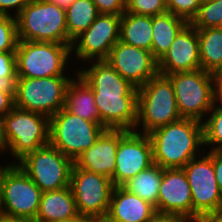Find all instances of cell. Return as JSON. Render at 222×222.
Here are the masks:
<instances>
[{"label":"cell","mask_w":222,"mask_h":222,"mask_svg":"<svg viewBox=\"0 0 222 222\" xmlns=\"http://www.w3.org/2000/svg\"><path fill=\"white\" fill-rule=\"evenodd\" d=\"M150 222H194V221L181 214L155 211L151 215Z\"/></svg>","instance_id":"obj_37"},{"label":"cell","mask_w":222,"mask_h":222,"mask_svg":"<svg viewBox=\"0 0 222 222\" xmlns=\"http://www.w3.org/2000/svg\"><path fill=\"white\" fill-rule=\"evenodd\" d=\"M216 28L219 29V30H222V20L219 22V24Z\"/></svg>","instance_id":"obj_46"},{"label":"cell","mask_w":222,"mask_h":222,"mask_svg":"<svg viewBox=\"0 0 222 222\" xmlns=\"http://www.w3.org/2000/svg\"><path fill=\"white\" fill-rule=\"evenodd\" d=\"M202 0H166L168 12L191 23L199 11Z\"/></svg>","instance_id":"obj_32"},{"label":"cell","mask_w":222,"mask_h":222,"mask_svg":"<svg viewBox=\"0 0 222 222\" xmlns=\"http://www.w3.org/2000/svg\"><path fill=\"white\" fill-rule=\"evenodd\" d=\"M66 89L64 108L91 122L100 124V114L94 100V92L87 82L76 72Z\"/></svg>","instance_id":"obj_22"},{"label":"cell","mask_w":222,"mask_h":222,"mask_svg":"<svg viewBox=\"0 0 222 222\" xmlns=\"http://www.w3.org/2000/svg\"><path fill=\"white\" fill-rule=\"evenodd\" d=\"M147 135L152 144L153 163L164 169L183 168L205 146L203 125L194 119L181 118Z\"/></svg>","instance_id":"obj_2"},{"label":"cell","mask_w":222,"mask_h":222,"mask_svg":"<svg viewBox=\"0 0 222 222\" xmlns=\"http://www.w3.org/2000/svg\"><path fill=\"white\" fill-rule=\"evenodd\" d=\"M201 69L217 74L222 69V30L197 29Z\"/></svg>","instance_id":"obj_25"},{"label":"cell","mask_w":222,"mask_h":222,"mask_svg":"<svg viewBox=\"0 0 222 222\" xmlns=\"http://www.w3.org/2000/svg\"><path fill=\"white\" fill-rule=\"evenodd\" d=\"M69 186L78 214L102 222L107 215L111 194L115 187L112 180L103 175L80 169L73 164Z\"/></svg>","instance_id":"obj_13"},{"label":"cell","mask_w":222,"mask_h":222,"mask_svg":"<svg viewBox=\"0 0 222 222\" xmlns=\"http://www.w3.org/2000/svg\"><path fill=\"white\" fill-rule=\"evenodd\" d=\"M98 15L97 7L91 0H75L66 9L68 38L73 42L90 27Z\"/></svg>","instance_id":"obj_27"},{"label":"cell","mask_w":222,"mask_h":222,"mask_svg":"<svg viewBox=\"0 0 222 222\" xmlns=\"http://www.w3.org/2000/svg\"><path fill=\"white\" fill-rule=\"evenodd\" d=\"M222 20V0H202L191 24L196 29L217 27Z\"/></svg>","instance_id":"obj_29"},{"label":"cell","mask_w":222,"mask_h":222,"mask_svg":"<svg viewBox=\"0 0 222 222\" xmlns=\"http://www.w3.org/2000/svg\"><path fill=\"white\" fill-rule=\"evenodd\" d=\"M99 14L122 15L126 11V0H91Z\"/></svg>","instance_id":"obj_34"},{"label":"cell","mask_w":222,"mask_h":222,"mask_svg":"<svg viewBox=\"0 0 222 222\" xmlns=\"http://www.w3.org/2000/svg\"><path fill=\"white\" fill-rule=\"evenodd\" d=\"M78 214L70 186L42 192L39 210L34 222H60Z\"/></svg>","instance_id":"obj_21"},{"label":"cell","mask_w":222,"mask_h":222,"mask_svg":"<svg viewBox=\"0 0 222 222\" xmlns=\"http://www.w3.org/2000/svg\"><path fill=\"white\" fill-rule=\"evenodd\" d=\"M163 170L164 168L161 166L153 164L135 177L127 180L121 187L127 192L138 195L142 200L149 202L157 211L159 186L163 176Z\"/></svg>","instance_id":"obj_26"},{"label":"cell","mask_w":222,"mask_h":222,"mask_svg":"<svg viewBox=\"0 0 222 222\" xmlns=\"http://www.w3.org/2000/svg\"><path fill=\"white\" fill-rule=\"evenodd\" d=\"M3 118L9 153L18 161L49 144V117L14 106Z\"/></svg>","instance_id":"obj_10"},{"label":"cell","mask_w":222,"mask_h":222,"mask_svg":"<svg viewBox=\"0 0 222 222\" xmlns=\"http://www.w3.org/2000/svg\"><path fill=\"white\" fill-rule=\"evenodd\" d=\"M60 222H99L96 219L88 216H83L81 214L77 215L76 217L69 219V220H63Z\"/></svg>","instance_id":"obj_42"},{"label":"cell","mask_w":222,"mask_h":222,"mask_svg":"<svg viewBox=\"0 0 222 222\" xmlns=\"http://www.w3.org/2000/svg\"><path fill=\"white\" fill-rule=\"evenodd\" d=\"M17 43L16 18L0 14V52L16 51Z\"/></svg>","instance_id":"obj_30"},{"label":"cell","mask_w":222,"mask_h":222,"mask_svg":"<svg viewBox=\"0 0 222 222\" xmlns=\"http://www.w3.org/2000/svg\"><path fill=\"white\" fill-rule=\"evenodd\" d=\"M216 75H222V69Z\"/></svg>","instance_id":"obj_47"},{"label":"cell","mask_w":222,"mask_h":222,"mask_svg":"<svg viewBox=\"0 0 222 222\" xmlns=\"http://www.w3.org/2000/svg\"><path fill=\"white\" fill-rule=\"evenodd\" d=\"M120 23L121 15L99 14L90 27L73 40L71 52L76 55L73 57L90 64L94 60H105L120 39Z\"/></svg>","instance_id":"obj_14"},{"label":"cell","mask_w":222,"mask_h":222,"mask_svg":"<svg viewBox=\"0 0 222 222\" xmlns=\"http://www.w3.org/2000/svg\"><path fill=\"white\" fill-rule=\"evenodd\" d=\"M200 222H222V210L205 215Z\"/></svg>","instance_id":"obj_41"},{"label":"cell","mask_w":222,"mask_h":222,"mask_svg":"<svg viewBox=\"0 0 222 222\" xmlns=\"http://www.w3.org/2000/svg\"><path fill=\"white\" fill-rule=\"evenodd\" d=\"M155 207L138 195L115 186L111 194L109 209L102 222H150Z\"/></svg>","instance_id":"obj_20"},{"label":"cell","mask_w":222,"mask_h":222,"mask_svg":"<svg viewBox=\"0 0 222 222\" xmlns=\"http://www.w3.org/2000/svg\"><path fill=\"white\" fill-rule=\"evenodd\" d=\"M31 0H0V14L17 17L21 10L30 2ZM15 10V14H10L9 10Z\"/></svg>","instance_id":"obj_36"},{"label":"cell","mask_w":222,"mask_h":222,"mask_svg":"<svg viewBox=\"0 0 222 222\" xmlns=\"http://www.w3.org/2000/svg\"><path fill=\"white\" fill-rule=\"evenodd\" d=\"M157 211L192 219V195L183 168H165L159 186Z\"/></svg>","instance_id":"obj_18"},{"label":"cell","mask_w":222,"mask_h":222,"mask_svg":"<svg viewBox=\"0 0 222 222\" xmlns=\"http://www.w3.org/2000/svg\"><path fill=\"white\" fill-rule=\"evenodd\" d=\"M41 195V189L14 163L4 173L2 190L4 218L34 222Z\"/></svg>","instance_id":"obj_12"},{"label":"cell","mask_w":222,"mask_h":222,"mask_svg":"<svg viewBox=\"0 0 222 222\" xmlns=\"http://www.w3.org/2000/svg\"><path fill=\"white\" fill-rule=\"evenodd\" d=\"M208 114L202 122L205 146L212 145L211 151H222V103L215 102Z\"/></svg>","instance_id":"obj_28"},{"label":"cell","mask_w":222,"mask_h":222,"mask_svg":"<svg viewBox=\"0 0 222 222\" xmlns=\"http://www.w3.org/2000/svg\"><path fill=\"white\" fill-rule=\"evenodd\" d=\"M119 130L106 129L96 142L73 162L80 169L112 178L116 168Z\"/></svg>","instance_id":"obj_19"},{"label":"cell","mask_w":222,"mask_h":222,"mask_svg":"<svg viewBox=\"0 0 222 222\" xmlns=\"http://www.w3.org/2000/svg\"><path fill=\"white\" fill-rule=\"evenodd\" d=\"M16 163L42 192L70 185L73 161L50 144L26 154Z\"/></svg>","instance_id":"obj_9"},{"label":"cell","mask_w":222,"mask_h":222,"mask_svg":"<svg viewBox=\"0 0 222 222\" xmlns=\"http://www.w3.org/2000/svg\"><path fill=\"white\" fill-rule=\"evenodd\" d=\"M216 76V90H217V101L222 103V75Z\"/></svg>","instance_id":"obj_43"},{"label":"cell","mask_w":222,"mask_h":222,"mask_svg":"<svg viewBox=\"0 0 222 222\" xmlns=\"http://www.w3.org/2000/svg\"><path fill=\"white\" fill-rule=\"evenodd\" d=\"M201 68L197 29L187 23L176 35L172 45L158 61V72L168 75Z\"/></svg>","instance_id":"obj_17"},{"label":"cell","mask_w":222,"mask_h":222,"mask_svg":"<svg viewBox=\"0 0 222 222\" xmlns=\"http://www.w3.org/2000/svg\"><path fill=\"white\" fill-rule=\"evenodd\" d=\"M77 73L94 92L102 126L111 130L135 129L138 88L125 80L106 60H95L87 69H77Z\"/></svg>","instance_id":"obj_1"},{"label":"cell","mask_w":222,"mask_h":222,"mask_svg":"<svg viewBox=\"0 0 222 222\" xmlns=\"http://www.w3.org/2000/svg\"><path fill=\"white\" fill-rule=\"evenodd\" d=\"M208 153V154H207ZM191 159L183 170L192 195V220L200 222L207 214L222 210V193L213 168V151Z\"/></svg>","instance_id":"obj_11"},{"label":"cell","mask_w":222,"mask_h":222,"mask_svg":"<svg viewBox=\"0 0 222 222\" xmlns=\"http://www.w3.org/2000/svg\"><path fill=\"white\" fill-rule=\"evenodd\" d=\"M47 1L66 10L75 0H47Z\"/></svg>","instance_id":"obj_44"},{"label":"cell","mask_w":222,"mask_h":222,"mask_svg":"<svg viewBox=\"0 0 222 222\" xmlns=\"http://www.w3.org/2000/svg\"><path fill=\"white\" fill-rule=\"evenodd\" d=\"M134 87L145 85L158 72V61L151 51L118 41L105 59Z\"/></svg>","instance_id":"obj_16"},{"label":"cell","mask_w":222,"mask_h":222,"mask_svg":"<svg viewBox=\"0 0 222 222\" xmlns=\"http://www.w3.org/2000/svg\"><path fill=\"white\" fill-rule=\"evenodd\" d=\"M12 162L10 161L9 165L5 166L0 165V219L4 218V207H3V198H2V190H3V179L4 173L12 166Z\"/></svg>","instance_id":"obj_40"},{"label":"cell","mask_w":222,"mask_h":222,"mask_svg":"<svg viewBox=\"0 0 222 222\" xmlns=\"http://www.w3.org/2000/svg\"><path fill=\"white\" fill-rule=\"evenodd\" d=\"M18 40L67 44L66 10L47 0H31L16 17Z\"/></svg>","instance_id":"obj_4"},{"label":"cell","mask_w":222,"mask_h":222,"mask_svg":"<svg viewBox=\"0 0 222 222\" xmlns=\"http://www.w3.org/2000/svg\"><path fill=\"white\" fill-rule=\"evenodd\" d=\"M180 119L175 91L166 75L158 73L138 88L137 122L134 131L148 134Z\"/></svg>","instance_id":"obj_3"},{"label":"cell","mask_w":222,"mask_h":222,"mask_svg":"<svg viewBox=\"0 0 222 222\" xmlns=\"http://www.w3.org/2000/svg\"><path fill=\"white\" fill-rule=\"evenodd\" d=\"M72 77H17L14 85V106L51 117L64 108L65 94Z\"/></svg>","instance_id":"obj_8"},{"label":"cell","mask_w":222,"mask_h":222,"mask_svg":"<svg viewBox=\"0 0 222 222\" xmlns=\"http://www.w3.org/2000/svg\"><path fill=\"white\" fill-rule=\"evenodd\" d=\"M115 164L116 168L111 178L114 186H121L153 165L152 144L149 136L134 130H119Z\"/></svg>","instance_id":"obj_15"},{"label":"cell","mask_w":222,"mask_h":222,"mask_svg":"<svg viewBox=\"0 0 222 222\" xmlns=\"http://www.w3.org/2000/svg\"><path fill=\"white\" fill-rule=\"evenodd\" d=\"M0 222H28V221H22V220H10V219H0Z\"/></svg>","instance_id":"obj_45"},{"label":"cell","mask_w":222,"mask_h":222,"mask_svg":"<svg viewBox=\"0 0 222 222\" xmlns=\"http://www.w3.org/2000/svg\"><path fill=\"white\" fill-rule=\"evenodd\" d=\"M105 130L101 124L62 108L49 118V144L74 162Z\"/></svg>","instance_id":"obj_7"},{"label":"cell","mask_w":222,"mask_h":222,"mask_svg":"<svg viewBox=\"0 0 222 222\" xmlns=\"http://www.w3.org/2000/svg\"><path fill=\"white\" fill-rule=\"evenodd\" d=\"M17 80L15 51L0 52V84L14 88Z\"/></svg>","instance_id":"obj_33"},{"label":"cell","mask_w":222,"mask_h":222,"mask_svg":"<svg viewBox=\"0 0 222 222\" xmlns=\"http://www.w3.org/2000/svg\"><path fill=\"white\" fill-rule=\"evenodd\" d=\"M186 24L184 19L168 11L152 16L151 53L157 61L168 51L176 35Z\"/></svg>","instance_id":"obj_23"},{"label":"cell","mask_w":222,"mask_h":222,"mask_svg":"<svg viewBox=\"0 0 222 222\" xmlns=\"http://www.w3.org/2000/svg\"><path fill=\"white\" fill-rule=\"evenodd\" d=\"M152 16L124 12L121 15L119 41L151 51Z\"/></svg>","instance_id":"obj_24"},{"label":"cell","mask_w":222,"mask_h":222,"mask_svg":"<svg viewBox=\"0 0 222 222\" xmlns=\"http://www.w3.org/2000/svg\"><path fill=\"white\" fill-rule=\"evenodd\" d=\"M166 76L173 85L181 118L194 119L202 123L217 102L215 74L200 68Z\"/></svg>","instance_id":"obj_5"},{"label":"cell","mask_w":222,"mask_h":222,"mask_svg":"<svg viewBox=\"0 0 222 222\" xmlns=\"http://www.w3.org/2000/svg\"><path fill=\"white\" fill-rule=\"evenodd\" d=\"M8 150H10V144L6 135L4 118L0 116V154Z\"/></svg>","instance_id":"obj_39"},{"label":"cell","mask_w":222,"mask_h":222,"mask_svg":"<svg viewBox=\"0 0 222 222\" xmlns=\"http://www.w3.org/2000/svg\"><path fill=\"white\" fill-rule=\"evenodd\" d=\"M213 168L218 187L222 193V151H213Z\"/></svg>","instance_id":"obj_38"},{"label":"cell","mask_w":222,"mask_h":222,"mask_svg":"<svg viewBox=\"0 0 222 222\" xmlns=\"http://www.w3.org/2000/svg\"><path fill=\"white\" fill-rule=\"evenodd\" d=\"M126 12L156 16L167 12L166 0H126Z\"/></svg>","instance_id":"obj_31"},{"label":"cell","mask_w":222,"mask_h":222,"mask_svg":"<svg viewBox=\"0 0 222 222\" xmlns=\"http://www.w3.org/2000/svg\"><path fill=\"white\" fill-rule=\"evenodd\" d=\"M14 107V88L0 84V116H5Z\"/></svg>","instance_id":"obj_35"},{"label":"cell","mask_w":222,"mask_h":222,"mask_svg":"<svg viewBox=\"0 0 222 222\" xmlns=\"http://www.w3.org/2000/svg\"><path fill=\"white\" fill-rule=\"evenodd\" d=\"M17 77L47 78L66 76L71 47L67 44L18 40L16 46Z\"/></svg>","instance_id":"obj_6"}]
</instances>
